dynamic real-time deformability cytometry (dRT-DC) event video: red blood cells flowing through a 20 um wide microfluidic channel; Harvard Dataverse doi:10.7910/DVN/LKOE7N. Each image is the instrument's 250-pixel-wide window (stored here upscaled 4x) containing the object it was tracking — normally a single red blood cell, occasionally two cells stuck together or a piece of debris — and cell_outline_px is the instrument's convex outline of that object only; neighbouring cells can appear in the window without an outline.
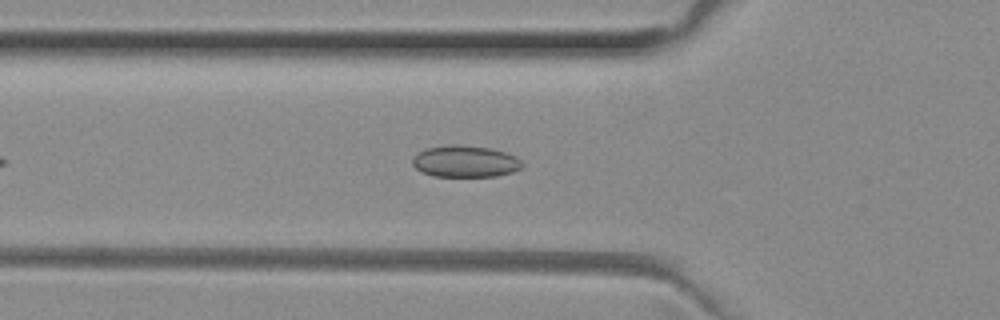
{"species": "common noctule bat (a hibernating species)", "species_latin": "Nyctalus noctula", "temperature_condition": "room temperature", "stored_images_in_passage": 43, "camera_frame_rate_fps": 3000, "um_per_image_px": 0.085, "animal": {"sex": "female", "body_mass_g": 29.2, "forearm_length_mm": 56.3}, "frame": {"image": 1, "passage_image": 8, "time_ms": 2.333, "image_size_px": [1000, 320], "cell_outline_px": [[524, 168], [512, 172], [496, 176], [432, 176], [420, 172], [412, 164], [412, 156], [428, 148], [448, 144], [456, 144], [492, 148], [516, 156], [524, 164]], "centroid_in_image_um": [39.55, 13.72], "position_along_channel_um": 86.3, "area_um2": 20.46}}
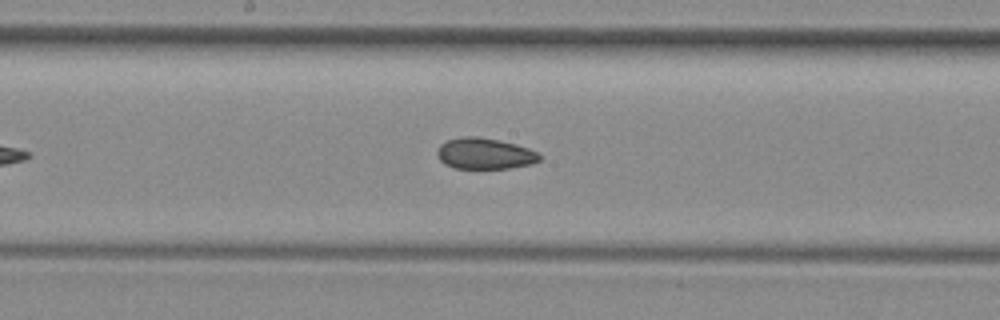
{"frame": {"image": 2, "passage_image": 17, "time_ms": 5.333, "image_size_px": [1000, 320], "cell_outline_px": [[544, 156], [540, 160], [532, 164], [508, 168], [452, 168], [444, 164], [440, 160], [436, 152], [440, 144], [448, 140], [464, 136], [476, 136], [516, 144], [528, 148]], "centroid_in_image_um": [41.2, 13.06], "position_along_channel_um": 207.0, "area_um2": 18.55}}
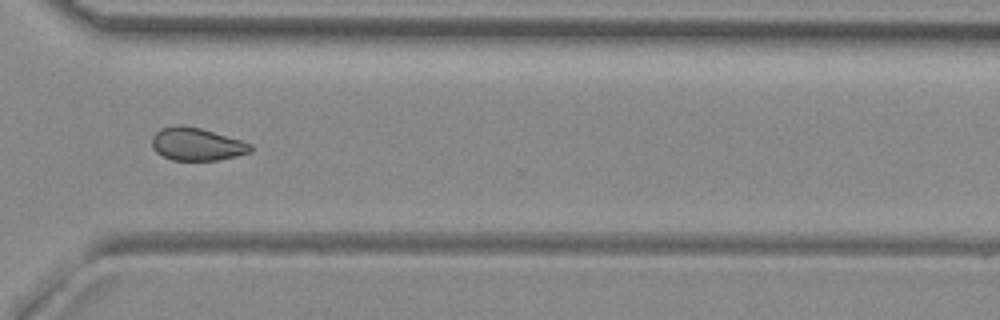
{"frame": {"image": 3, "passage_image": 28, "time_ms": 9.0, "image_size_px": [1000, 320], "cell_outline_px": [[252, 152], [236, 156], [216, 160], [172, 160], [156, 152], [152, 148], [152, 136], [160, 128], [180, 124], [200, 128], [240, 140], [252, 144]], "centroid_in_image_um": [16.7, 12.25], "position_along_channel_um": 353.9, "area_um2": 18.79}, "authors_computed_cell_mechanics": {"area_um2": 19.1896, "velocity_mm_per_s": 4.0078, "shape_relaxation_time_tau1_ms": null, "shape_relaxation_time_tau2_ms": 3.8794, "deformation_change_tau1": null, "deformation_change_tau2": 0.0807}}